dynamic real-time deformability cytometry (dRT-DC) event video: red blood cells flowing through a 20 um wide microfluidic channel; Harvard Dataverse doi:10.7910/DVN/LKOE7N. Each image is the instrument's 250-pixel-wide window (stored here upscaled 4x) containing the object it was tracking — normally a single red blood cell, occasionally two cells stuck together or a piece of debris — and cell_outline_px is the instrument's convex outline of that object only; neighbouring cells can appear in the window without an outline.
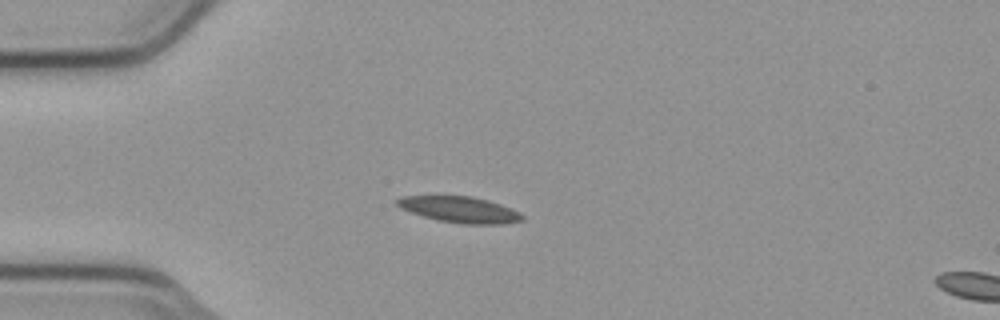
{"species": "common noctule bat (a hibernating species)", "species_latin": "Nyctalus noctula", "temperature_condition": "cold", "stored_images_in_passage": 12, "camera_frame_rate_fps": 3000, "um_per_image_px": 0.085, "animal": {"sex": "male", "body_mass_g": 23.1, "forearm_length_mm": 52.7}, "frame": {"image": 1, "passage_image": 9, "time_ms": 2.667, "image_size_px": [1000, 320], "cell_outline_px": [[524, 220], [504, 224], [464, 224], [436, 220], [400, 208], [396, 204], [396, 200], [404, 196], [472, 196], [488, 200], [512, 208], [520, 212], [524, 216]], "centroid_in_image_um": [39.13, 17.82], "position_along_channel_um": 45.9, "area_um2": 19.02}}